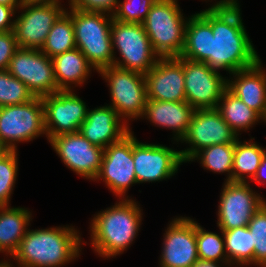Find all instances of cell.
Instances as JSON below:
<instances>
[{
	"label": "cell",
	"instance_id": "obj_1",
	"mask_svg": "<svg viewBox=\"0 0 266 267\" xmlns=\"http://www.w3.org/2000/svg\"><path fill=\"white\" fill-rule=\"evenodd\" d=\"M239 0L199 13L210 23V57L204 62L218 72L229 75L256 64L261 58L251 41L242 18Z\"/></svg>",
	"mask_w": 266,
	"mask_h": 267
},
{
	"label": "cell",
	"instance_id": "obj_2",
	"mask_svg": "<svg viewBox=\"0 0 266 267\" xmlns=\"http://www.w3.org/2000/svg\"><path fill=\"white\" fill-rule=\"evenodd\" d=\"M73 225L30 229L11 257L20 267H64L78 261L87 242ZM82 247V248H81Z\"/></svg>",
	"mask_w": 266,
	"mask_h": 267
},
{
	"label": "cell",
	"instance_id": "obj_3",
	"mask_svg": "<svg viewBox=\"0 0 266 267\" xmlns=\"http://www.w3.org/2000/svg\"><path fill=\"white\" fill-rule=\"evenodd\" d=\"M143 209L136 199H118L114 205L98 211L91 218L90 247L106 260L127 251L139 235Z\"/></svg>",
	"mask_w": 266,
	"mask_h": 267
},
{
	"label": "cell",
	"instance_id": "obj_4",
	"mask_svg": "<svg viewBox=\"0 0 266 267\" xmlns=\"http://www.w3.org/2000/svg\"><path fill=\"white\" fill-rule=\"evenodd\" d=\"M74 25L76 48L98 73L114 63L111 24L113 17L102 12H86L68 6Z\"/></svg>",
	"mask_w": 266,
	"mask_h": 267
},
{
	"label": "cell",
	"instance_id": "obj_5",
	"mask_svg": "<svg viewBox=\"0 0 266 267\" xmlns=\"http://www.w3.org/2000/svg\"><path fill=\"white\" fill-rule=\"evenodd\" d=\"M176 0H157L142 23L154 51L160 58L180 57L189 19Z\"/></svg>",
	"mask_w": 266,
	"mask_h": 267
},
{
	"label": "cell",
	"instance_id": "obj_6",
	"mask_svg": "<svg viewBox=\"0 0 266 267\" xmlns=\"http://www.w3.org/2000/svg\"><path fill=\"white\" fill-rule=\"evenodd\" d=\"M111 38L114 66L145 75L160 59L150 43L143 24L125 23L113 19Z\"/></svg>",
	"mask_w": 266,
	"mask_h": 267
},
{
	"label": "cell",
	"instance_id": "obj_7",
	"mask_svg": "<svg viewBox=\"0 0 266 267\" xmlns=\"http://www.w3.org/2000/svg\"><path fill=\"white\" fill-rule=\"evenodd\" d=\"M98 74L109 87L110 103L118 115L130 126L140 120L147 103V91L143 74L110 66L101 69Z\"/></svg>",
	"mask_w": 266,
	"mask_h": 267
},
{
	"label": "cell",
	"instance_id": "obj_8",
	"mask_svg": "<svg viewBox=\"0 0 266 267\" xmlns=\"http://www.w3.org/2000/svg\"><path fill=\"white\" fill-rule=\"evenodd\" d=\"M46 137L44 105L41 97L20 105L0 107V142L10 151H18V143Z\"/></svg>",
	"mask_w": 266,
	"mask_h": 267
},
{
	"label": "cell",
	"instance_id": "obj_9",
	"mask_svg": "<svg viewBox=\"0 0 266 267\" xmlns=\"http://www.w3.org/2000/svg\"><path fill=\"white\" fill-rule=\"evenodd\" d=\"M62 2L21 4L13 27L19 48H42L52 26L66 11Z\"/></svg>",
	"mask_w": 266,
	"mask_h": 267
},
{
	"label": "cell",
	"instance_id": "obj_10",
	"mask_svg": "<svg viewBox=\"0 0 266 267\" xmlns=\"http://www.w3.org/2000/svg\"><path fill=\"white\" fill-rule=\"evenodd\" d=\"M238 139L237 133L223 120L217 108L195 109L188 131L179 142L187 145L180 149L181 156L188 163L205 147L235 143Z\"/></svg>",
	"mask_w": 266,
	"mask_h": 267
},
{
	"label": "cell",
	"instance_id": "obj_11",
	"mask_svg": "<svg viewBox=\"0 0 266 267\" xmlns=\"http://www.w3.org/2000/svg\"><path fill=\"white\" fill-rule=\"evenodd\" d=\"M133 161L137 184L167 181L185 163L180 150L163 144L140 142L134 131Z\"/></svg>",
	"mask_w": 266,
	"mask_h": 267
},
{
	"label": "cell",
	"instance_id": "obj_12",
	"mask_svg": "<svg viewBox=\"0 0 266 267\" xmlns=\"http://www.w3.org/2000/svg\"><path fill=\"white\" fill-rule=\"evenodd\" d=\"M104 182L117 199H131L128 190L137 184L133 161V131L104 149L101 169L94 182Z\"/></svg>",
	"mask_w": 266,
	"mask_h": 267
},
{
	"label": "cell",
	"instance_id": "obj_13",
	"mask_svg": "<svg viewBox=\"0 0 266 267\" xmlns=\"http://www.w3.org/2000/svg\"><path fill=\"white\" fill-rule=\"evenodd\" d=\"M223 183L216 211V226L221 230L248 226L252 216L266 202V198L255 191L250 183Z\"/></svg>",
	"mask_w": 266,
	"mask_h": 267
},
{
	"label": "cell",
	"instance_id": "obj_14",
	"mask_svg": "<svg viewBox=\"0 0 266 267\" xmlns=\"http://www.w3.org/2000/svg\"><path fill=\"white\" fill-rule=\"evenodd\" d=\"M41 99L47 141L61 134L79 131L89 107L75 90H60Z\"/></svg>",
	"mask_w": 266,
	"mask_h": 267
},
{
	"label": "cell",
	"instance_id": "obj_15",
	"mask_svg": "<svg viewBox=\"0 0 266 267\" xmlns=\"http://www.w3.org/2000/svg\"><path fill=\"white\" fill-rule=\"evenodd\" d=\"M183 64L186 102L194 109L217 108L227 77L206 63L176 57Z\"/></svg>",
	"mask_w": 266,
	"mask_h": 267
},
{
	"label": "cell",
	"instance_id": "obj_16",
	"mask_svg": "<svg viewBox=\"0 0 266 267\" xmlns=\"http://www.w3.org/2000/svg\"><path fill=\"white\" fill-rule=\"evenodd\" d=\"M7 71L23 82L35 97H43L60 91L54 76L52 58L40 49L19 48Z\"/></svg>",
	"mask_w": 266,
	"mask_h": 267
},
{
	"label": "cell",
	"instance_id": "obj_17",
	"mask_svg": "<svg viewBox=\"0 0 266 267\" xmlns=\"http://www.w3.org/2000/svg\"><path fill=\"white\" fill-rule=\"evenodd\" d=\"M48 142L68 169L94 182L101 169L103 148L91 144L79 132L61 134Z\"/></svg>",
	"mask_w": 266,
	"mask_h": 267
},
{
	"label": "cell",
	"instance_id": "obj_18",
	"mask_svg": "<svg viewBox=\"0 0 266 267\" xmlns=\"http://www.w3.org/2000/svg\"><path fill=\"white\" fill-rule=\"evenodd\" d=\"M176 217V218H175ZM163 233L159 267H192L199 259L196 244V221L175 216Z\"/></svg>",
	"mask_w": 266,
	"mask_h": 267
},
{
	"label": "cell",
	"instance_id": "obj_19",
	"mask_svg": "<svg viewBox=\"0 0 266 267\" xmlns=\"http://www.w3.org/2000/svg\"><path fill=\"white\" fill-rule=\"evenodd\" d=\"M144 77L147 99L186 101L183 64L176 57L160 58Z\"/></svg>",
	"mask_w": 266,
	"mask_h": 267
},
{
	"label": "cell",
	"instance_id": "obj_20",
	"mask_svg": "<svg viewBox=\"0 0 266 267\" xmlns=\"http://www.w3.org/2000/svg\"><path fill=\"white\" fill-rule=\"evenodd\" d=\"M132 130L118 113L107 103L88 109L87 117L79 128V133L91 144L105 149L119 142Z\"/></svg>",
	"mask_w": 266,
	"mask_h": 267
},
{
	"label": "cell",
	"instance_id": "obj_21",
	"mask_svg": "<svg viewBox=\"0 0 266 267\" xmlns=\"http://www.w3.org/2000/svg\"><path fill=\"white\" fill-rule=\"evenodd\" d=\"M195 109L186 101H156L147 99L141 117L154 127L171 130L173 144H178L188 131Z\"/></svg>",
	"mask_w": 266,
	"mask_h": 267
},
{
	"label": "cell",
	"instance_id": "obj_22",
	"mask_svg": "<svg viewBox=\"0 0 266 267\" xmlns=\"http://www.w3.org/2000/svg\"><path fill=\"white\" fill-rule=\"evenodd\" d=\"M228 76L227 88L266 121V70L262 60Z\"/></svg>",
	"mask_w": 266,
	"mask_h": 267
},
{
	"label": "cell",
	"instance_id": "obj_23",
	"mask_svg": "<svg viewBox=\"0 0 266 267\" xmlns=\"http://www.w3.org/2000/svg\"><path fill=\"white\" fill-rule=\"evenodd\" d=\"M52 62L59 90L83 86L91 78L92 71H96L78 48L54 56Z\"/></svg>",
	"mask_w": 266,
	"mask_h": 267
},
{
	"label": "cell",
	"instance_id": "obj_24",
	"mask_svg": "<svg viewBox=\"0 0 266 267\" xmlns=\"http://www.w3.org/2000/svg\"><path fill=\"white\" fill-rule=\"evenodd\" d=\"M32 220V211L25 207L0 206V253L4 257L11 258L18 250Z\"/></svg>",
	"mask_w": 266,
	"mask_h": 267
},
{
	"label": "cell",
	"instance_id": "obj_25",
	"mask_svg": "<svg viewBox=\"0 0 266 267\" xmlns=\"http://www.w3.org/2000/svg\"><path fill=\"white\" fill-rule=\"evenodd\" d=\"M211 35L210 23L199 13L189 16L185 29V43L180 57L205 62L210 57Z\"/></svg>",
	"mask_w": 266,
	"mask_h": 267
},
{
	"label": "cell",
	"instance_id": "obj_26",
	"mask_svg": "<svg viewBox=\"0 0 266 267\" xmlns=\"http://www.w3.org/2000/svg\"><path fill=\"white\" fill-rule=\"evenodd\" d=\"M217 109L223 120L240 137L242 132H248L254 125L266 121L253 109L226 88L221 96ZM241 132V133H240Z\"/></svg>",
	"mask_w": 266,
	"mask_h": 267
},
{
	"label": "cell",
	"instance_id": "obj_27",
	"mask_svg": "<svg viewBox=\"0 0 266 267\" xmlns=\"http://www.w3.org/2000/svg\"><path fill=\"white\" fill-rule=\"evenodd\" d=\"M265 150L266 147L255 142L254 137L249 141L239 138L235 142L232 182L249 183L260 166Z\"/></svg>",
	"mask_w": 266,
	"mask_h": 267
},
{
	"label": "cell",
	"instance_id": "obj_28",
	"mask_svg": "<svg viewBox=\"0 0 266 267\" xmlns=\"http://www.w3.org/2000/svg\"><path fill=\"white\" fill-rule=\"evenodd\" d=\"M227 263L231 267L254 266V245L247 226L222 230Z\"/></svg>",
	"mask_w": 266,
	"mask_h": 267
},
{
	"label": "cell",
	"instance_id": "obj_29",
	"mask_svg": "<svg viewBox=\"0 0 266 267\" xmlns=\"http://www.w3.org/2000/svg\"><path fill=\"white\" fill-rule=\"evenodd\" d=\"M234 149L235 143L208 146L198 151L188 163L199 161L204 170L224 173V182H232Z\"/></svg>",
	"mask_w": 266,
	"mask_h": 267
},
{
	"label": "cell",
	"instance_id": "obj_30",
	"mask_svg": "<svg viewBox=\"0 0 266 267\" xmlns=\"http://www.w3.org/2000/svg\"><path fill=\"white\" fill-rule=\"evenodd\" d=\"M76 48L74 25L71 15L65 11L54 23L40 49L49 58Z\"/></svg>",
	"mask_w": 266,
	"mask_h": 267
},
{
	"label": "cell",
	"instance_id": "obj_31",
	"mask_svg": "<svg viewBox=\"0 0 266 267\" xmlns=\"http://www.w3.org/2000/svg\"><path fill=\"white\" fill-rule=\"evenodd\" d=\"M206 230L196 221V244L198 257L201 260L227 262L223 232Z\"/></svg>",
	"mask_w": 266,
	"mask_h": 267
},
{
	"label": "cell",
	"instance_id": "obj_32",
	"mask_svg": "<svg viewBox=\"0 0 266 267\" xmlns=\"http://www.w3.org/2000/svg\"><path fill=\"white\" fill-rule=\"evenodd\" d=\"M35 98L29 88L7 70H0V107L20 105Z\"/></svg>",
	"mask_w": 266,
	"mask_h": 267
},
{
	"label": "cell",
	"instance_id": "obj_33",
	"mask_svg": "<svg viewBox=\"0 0 266 267\" xmlns=\"http://www.w3.org/2000/svg\"><path fill=\"white\" fill-rule=\"evenodd\" d=\"M19 152L9 151L0 159V206L11 205L19 171Z\"/></svg>",
	"mask_w": 266,
	"mask_h": 267
},
{
	"label": "cell",
	"instance_id": "obj_34",
	"mask_svg": "<svg viewBox=\"0 0 266 267\" xmlns=\"http://www.w3.org/2000/svg\"><path fill=\"white\" fill-rule=\"evenodd\" d=\"M247 227L254 245V266L266 267V202L255 212Z\"/></svg>",
	"mask_w": 266,
	"mask_h": 267
},
{
	"label": "cell",
	"instance_id": "obj_35",
	"mask_svg": "<svg viewBox=\"0 0 266 267\" xmlns=\"http://www.w3.org/2000/svg\"><path fill=\"white\" fill-rule=\"evenodd\" d=\"M157 0H119L113 19L125 23L142 24Z\"/></svg>",
	"mask_w": 266,
	"mask_h": 267
},
{
	"label": "cell",
	"instance_id": "obj_36",
	"mask_svg": "<svg viewBox=\"0 0 266 267\" xmlns=\"http://www.w3.org/2000/svg\"><path fill=\"white\" fill-rule=\"evenodd\" d=\"M73 9L86 12H102L113 15L118 7L119 0H67Z\"/></svg>",
	"mask_w": 266,
	"mask_h": 267
},
{
	"label": "cell",
	"instance_id": "obj_37",
	"mask_svg": "<svg viewBox=\"0 0 266 267\" xmlns=\"http://www.w3.org/2000/svg\"><path fill=\"white\" fill-rule=\"evenodd\" d=\"M19 49L13 31L0 33V70H7L10 59Z\"/></svg>",
	"mask_w": 266,
	"mask_h": 267
},
{
	"label": "cell",
	"instance_id": "obj_38",
	"mask_svg": "<svg viewBox=\"0 0 266 267\" xmlns=\"http://www.w3.org/2000/svg\"><path fill=\"white\" fill-rule=\"evenodd\" d=\"M16 14L13 7L0 5V33L13 31Z\"/></svg>",
	"mask_w": 266,
	"mask_h": 267
},
{
	"label": "cell",
	"instance_id": "obj_39",
	"mask_svg": "<svg viewBox=\"0 0 266 267\" xmlns=\"http://www.w3.org/2000/svg\"><path fill=\"white\" fill-rule=\"evenodd\" d=\"M250 182H255V184L257 183L260 186L266 185V150L261 160L260 166L258 167L255 176L251 181H249V183Z\"/></svg>",
	"mask_w": 266,
	"mask_h": 267
},
{
	"label": "cell",
	"instance_id": "obj_40",
	"mask_svg": "<svg viewBox=\"0 0 266 267\" xmlns=\"http://www.w3.org/2000/svg\"><path fill=\"white\" fill-rule=\"evenodd\" d=\"M192 267H231L227 262H216L198 259Z\"/></svg>",
	"mask_w": 266,
	"mask_h": 267
},
{
	"label": "cell",
	"instance_id": "obj_41",
	"mask_svg": "<svg viewBox=\"0 0 266 267\" xmlns=\"http://www.w3.org/2000/svg\"><path fill=\"white\" fill-rule=\"evenodd\" d=\"M21 0H0V5L13 7L16 11L21 6Z\"/></svg>",
	"mask_w": 266,
	"mask_h": 267
},
{
	"label": "cell",
	"instance_id": "obj_42",
	"mask_svg": "<svg viewBox=\"0 0 266 267\" xmlns=\"http://www.w3.org/2000/svg\"><path fill=\"white\" fill-rule=\"evenodd\" d=\"M176 1H179V0H176ZM202 1H205V2H210L212 4H210V6L208 7H217V6H220V5H223V4H227V3H230L232 1H236V0H202Z\"/></svg>",
	"mask_w": 266,
	"mask_h": 267
},
{
	"label": "cell",
	"instance_id": "obj_43",
	"mask_svg": "<svg viewBox=\"0 0 266 267\" xmlns=\"http://www.w3.org/2000/svg\"><path fill=\"white\" fill-rule=\"evenodd\" d=\"M14 262V264H13ZM16 264V265H15ZM0 267H20L15 261L4 257V259L0 260Z\"/></svg>",
	"mask_w": 266,
	"mask_h": 267
},
{
	"label": "cell",
	"instance_id": "obj_44",
	"mask_svg": "<svg viewBox=\"0 0 266 267\" xmlns=\"http://www.w3.org/2000/svg\"><path fill=\"white\" fill-rule=\"evenodd\" d=\"M62 0H21L22 4H29V3H48V2H56Z\"/></svg>",
	"mask_w": 266,
	"mask_h": 267
},
{
	"label": "cell",
	"instance_id": "obj_45",
	"mask_svg": "<svg viewBox=\"0 0 266 267\" xmlns=\"http://www.w3.org/2000/svg\"><path fill=\"white\" fill-rule=\"evenodd\" d=\"M10 150L0 142V159L6 155Z\"/></svg>",
	"mask_w": 266,
	"mask_h": 267
}]
</instances>
